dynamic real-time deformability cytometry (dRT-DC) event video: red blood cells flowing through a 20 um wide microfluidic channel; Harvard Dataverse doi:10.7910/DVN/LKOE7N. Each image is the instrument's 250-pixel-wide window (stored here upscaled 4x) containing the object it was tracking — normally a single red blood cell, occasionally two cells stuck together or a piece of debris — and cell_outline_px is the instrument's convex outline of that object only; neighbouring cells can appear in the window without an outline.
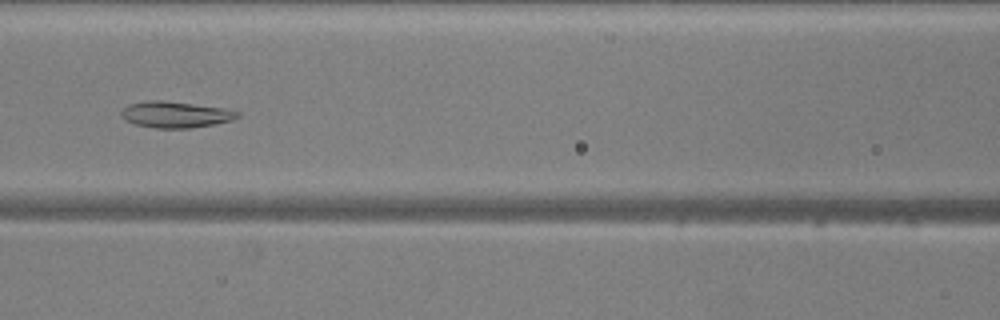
{"species": "common noctule bat (a hibernating species)", "species_latin": "Nyctalus noctula", "temperature_condition": "warm", "stored_images_in_passage": 40, "camera_frame_rate_fps": 3000, "um_per_image_px": 0.085, "animal": {"sex": "male", "body_mass_g": 20.5, "forearm_length_mm": 52.5}, "frame": {"image": 1, "passage_image": 11, "time_ms": 3.333, "image_size_px": [1000, 320], "cell_outline_px": [[240, 116], [232, 120], [216, 124], [192, 128], [156, 128], [136, 124], [124, 120], [120, 116], [120, 112], [128, 104], [144, 100], [160, 100], [228, 108], [240, 112]], "centroid_in_image_um": [14.93, 9.73], "position_along_channel_um": 151.7, "area_um2": 18.03}}
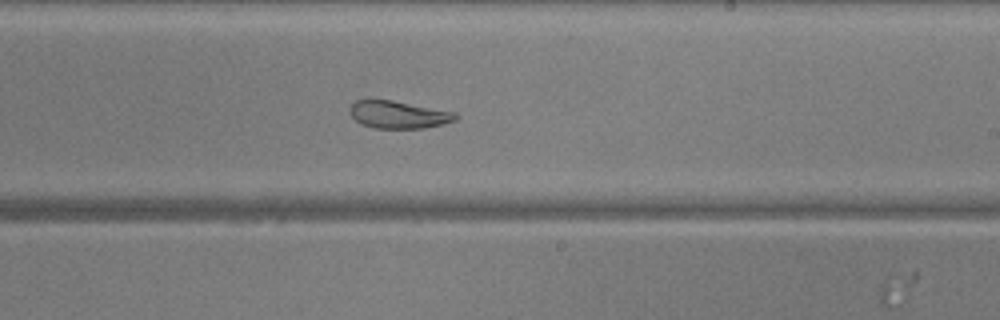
{"frame": {"image": 2, "passage_image": 19, "time_ms": 6.0, "image_size_px": [1000, 320], "cell_outline_px": [[460, 116], [456, 120], [444, 124], [424, 128], [376, 128], [360, 124], [348, 112], [348, 108], [356, 100], [368, 96], [392, 100], [456, 112]], "centroid_in_image_um": [33.82, 9.7], "position_along_channel_um": 255.2, "area_um2": 17.57}}
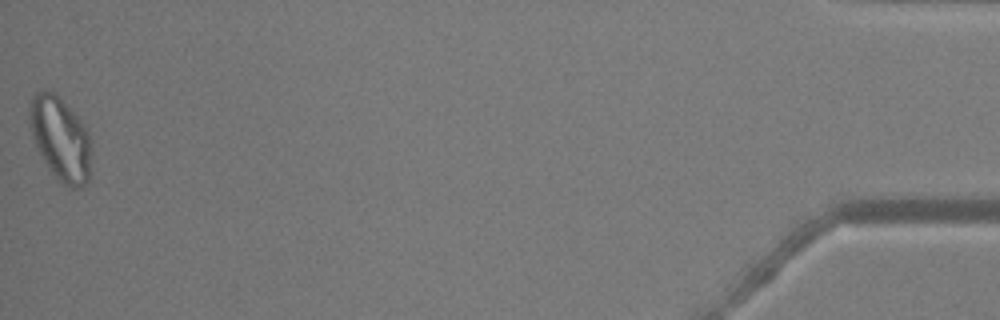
{"frame": {"image": 3, "passage_image": 40, "time_ms": 13.0, "image_size_px": [1000, 320], "cell_outline_px": [[92, 140], [88, 180], [80, 188], [72, 188], [60, 184], [48, 168], [36, 144], [28, 120], [28, 108], [32, 96], [40, 88], [48, 88], [56, 92], [60, 96], [80, 120], [88, 132]], "centroid_in_image_um": [5.13, 11.74], "position_along_channel_um": 430.1, "area_um2": 30.58}, "authors_computed_cell_mechanics": {"area_um2": 19.2763, "velocity_mm_per_s": 3.8882, "shape_relaxation_time_tau1_ms": null, "shape_relaxation_time_tau2_ms": 4.1243, "deformation_change_tau1": null, "deformation_change_tau2": 0.0943}}